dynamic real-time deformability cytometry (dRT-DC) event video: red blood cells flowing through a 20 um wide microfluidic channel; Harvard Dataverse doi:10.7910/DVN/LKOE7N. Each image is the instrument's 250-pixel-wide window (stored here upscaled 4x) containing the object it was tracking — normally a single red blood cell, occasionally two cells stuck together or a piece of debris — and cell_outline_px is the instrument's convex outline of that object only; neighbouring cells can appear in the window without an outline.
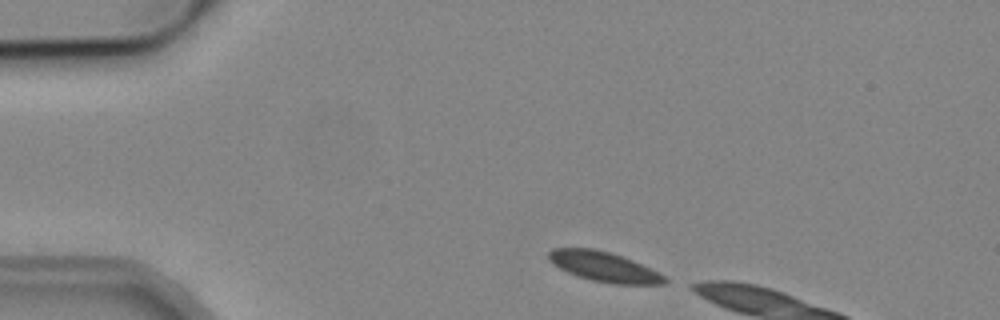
{"species": "common noctule bat (a hibernating species)", "species_latin": "Nyctalus noctula", "temperature_condition": "cold", "stored_images_in_passage": 6, "camera_frame_rate_fps": 3000, "um_per_image_px": 0.085, "animal": {"sex": "male", "body_mass_g": 19.2, "forearm_length_mm": 51.8}, "frame": {"image": 1, "passage_image": 1, "time_ms": 0.0, "image_size_px": [1000, 320], "cell_outline_px": [[668, 280], [664, 284], [616, 284], [592, 280], [568, 272], [552, 264], [548, 260], [548, 252], [552, 248], [592, 248], [608, 252], [632, 260], [664, 276]], "centroid_in_image_um": [51.28, 22.66], "position_along_channel_um": 33.7, "area_um2": 19.77}}